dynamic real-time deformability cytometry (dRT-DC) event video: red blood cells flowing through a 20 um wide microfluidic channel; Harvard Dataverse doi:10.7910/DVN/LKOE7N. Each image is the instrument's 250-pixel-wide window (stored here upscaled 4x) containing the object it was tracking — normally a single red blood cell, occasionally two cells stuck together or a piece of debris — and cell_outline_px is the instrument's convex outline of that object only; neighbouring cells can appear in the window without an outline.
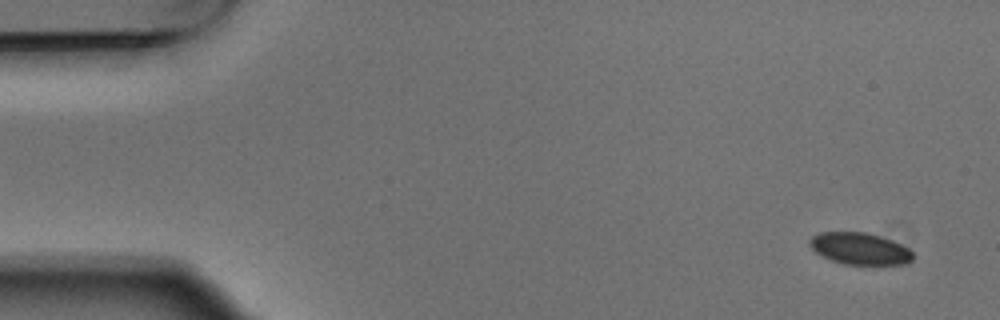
{"species": "Egyptian fruit bat (a non-hibernating species)", "species_latin": "Rousettus aegyptiacus", "temperature_condition": "warm", "stored_images_in_passage": 4, "camera_frame_rate_fps": 3000, "um_per_image_px": 0.085, "animal": {"sex": "male"}, "frame": {"image": 1, "passage_image": 1, "time_ms": 0.0, "image_size_px": [1000, 320], "cell_outline_px": [[912, 260], [908, 264], [844, 264], [832, 260], [816, 252], [808, 244], [808, 240], [812, 236], [820, 232], [864, 232], [880, 236], [892, 240], [908, 248], [912, 252]], "centroid_in_image_um": [73.07, 21.12], "position_along_channel_um": 11.9, "area_um2": 19.02}}
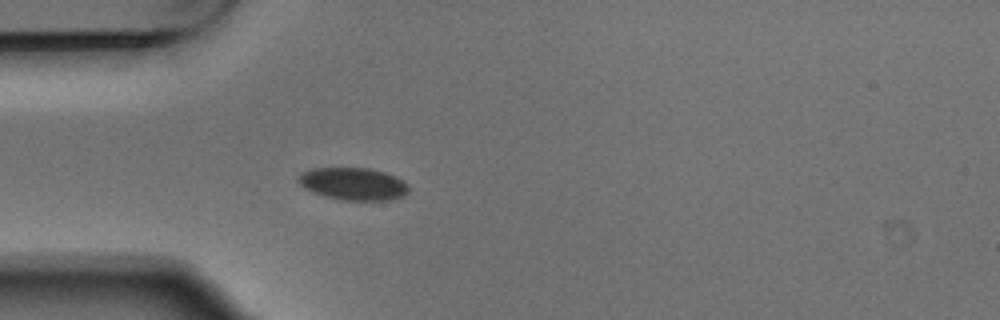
{"frame": {"image": 2, "passage_image": 4, "time_ms": 1.0, "image_size_px": [1000, 320], "cell_outline_px": [[408, 192], [404, 196], [392, 200], [340, 200], [324, 196], [312, 192], [304, 188], [296, 180], [300, 172], [312, 168], [368, 168], [384, 172], [404, 180], [408, 184]], "centroid_in_image_um": [30.01, 15.63], "position_along_channel_um": 55.0, "area_um2": 21.1}}